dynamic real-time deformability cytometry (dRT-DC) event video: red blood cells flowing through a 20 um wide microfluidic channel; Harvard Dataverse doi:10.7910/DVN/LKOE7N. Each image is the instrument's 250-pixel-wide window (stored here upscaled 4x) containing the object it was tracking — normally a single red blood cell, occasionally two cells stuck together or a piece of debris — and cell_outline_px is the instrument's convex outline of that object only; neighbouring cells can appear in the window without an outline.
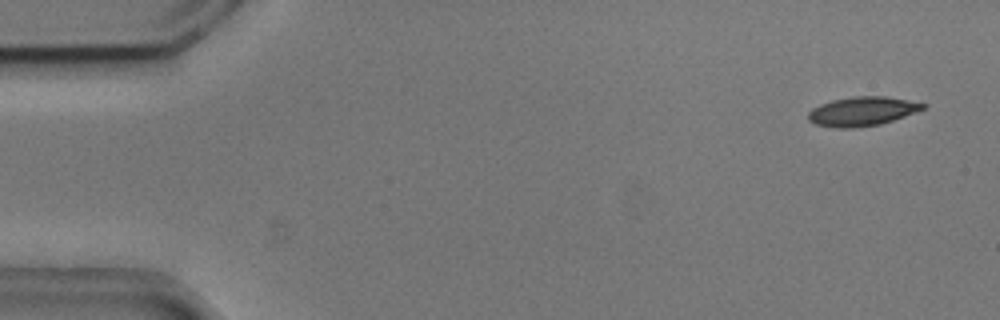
{"species": "common noctule bat (a hibernating species)", "species_latin": "Nyctalus noctula", "temperature_condition": "cold", "stored_images_in_passage": 6, "camera_frame_rate_fps": 3000, "um_per_image_px": 0.085, "animal": {"sex": "male", "body_mass_g": 20.5, "forearm_length_mm": 52.5}, "frame": {"image": 1, "passage_image": 1, "time_ms": 0.0, "image_size_px": [1000, 320], "cell_outline_px": [[928, 104], [924, 108], [904, 116], [880, 124], [852, 128], [836, 128], [816, 124], [808, 120], [808, 112], [812, 108], [820, 104], [832, 100], [852, 96], [884, 96]], "centroid_in_image_um": [73.24, 9.46], "position_along_channel_um": 11.8, "area_um2": 19.31}}